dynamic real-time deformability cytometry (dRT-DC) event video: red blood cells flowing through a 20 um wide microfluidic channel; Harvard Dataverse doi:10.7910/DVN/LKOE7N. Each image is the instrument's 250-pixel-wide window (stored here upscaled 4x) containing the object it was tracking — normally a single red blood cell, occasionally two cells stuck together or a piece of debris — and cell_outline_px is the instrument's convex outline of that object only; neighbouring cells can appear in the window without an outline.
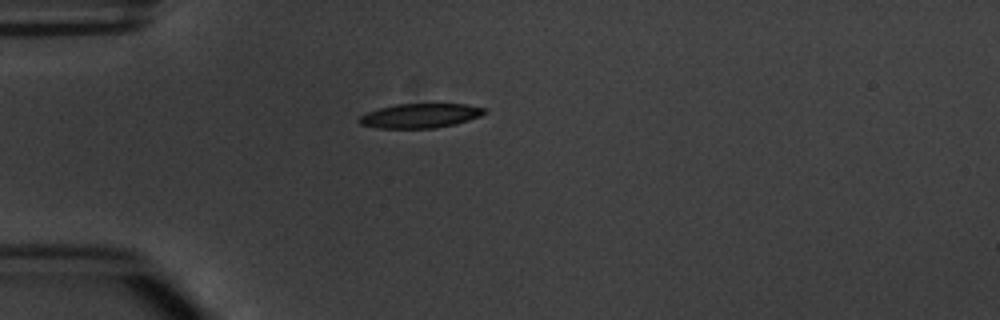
{"species": "common noctule bat (a hibernating species)", "species_latin": "Nyctalus noctula", "temperature_condition": "warm", "stored_images_in_passage": 1, "camera_frame_rate_fps": 3000, "um_per_image_px": 0.085, "animal": {"sex": "male", "body_mass_g": 20.1, "forearm_length_mm": 53.5}, "frame": {"image": 1, "passage_image": 1, "time_ms": 0.0, "image_size_px": [1000, 320], "cell_outline_px": [[488, 112], [480, 116], [456, 124], [436, 128], [376, 128], [360, 124], [356, 120], [360, 116], [368, 112], [380, 108], [396, 104], [464, 104], [484, 108]], "centroid_in_image_um": [35.71, 9.84], "position_along_channel_um": 49.3, "area_um2": 17.8}}